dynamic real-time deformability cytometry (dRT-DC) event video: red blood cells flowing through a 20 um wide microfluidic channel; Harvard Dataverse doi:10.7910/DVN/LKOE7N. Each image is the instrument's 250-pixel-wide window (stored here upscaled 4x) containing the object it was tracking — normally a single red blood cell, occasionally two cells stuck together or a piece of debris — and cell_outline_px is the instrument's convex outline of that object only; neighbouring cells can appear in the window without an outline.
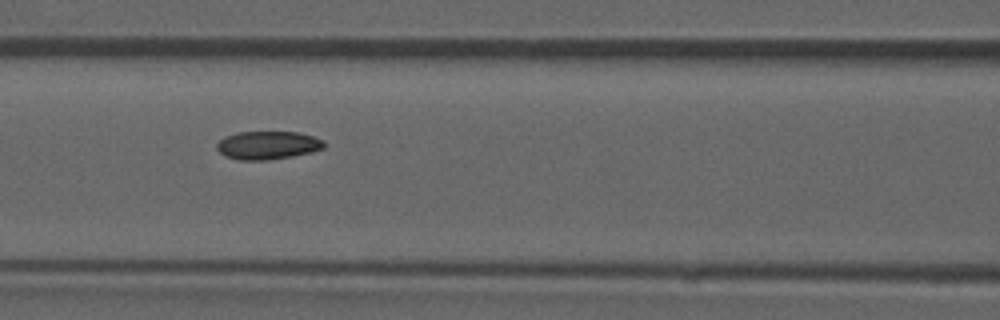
{"species": "common noctule bat (a hibernating species)", "species_latin": "Nyctalus noctula", "temperature_condition": "room temperature", "stored_images_in_passage": 53, "camera_frame_rate_fps": 3000, "um_per_image_px": 0.085, "animal": {"sex": "male", "forearm_length_mm": 52.5}, "frame": {"image": 1, "passage_image": 23, "time_ms": 7.333, "image_size_px": [1000, 320], "cell_outline_px": [[324, 148], [312, 152], [292, 156], [264, 160], [240, 160], [224, 156], [216, 148], [216, 144], [224, 136], [240, 132], [296, 132], [312, 136], [324, 140]], "centroid_in_image_um": [22.74, 12.34], "position_along_channel_um": 143.9, "area_um2": 17.57}, "authors_computed_cell_mechanics": {"area_um2": 17.629, "velocity_mm_per_s": 3.8917, "shape_relaxation_time_tau1_ms": 7.0865, "shape_relaxation_time_tau2_ms": 8.123, "deformation_change_tau1": 0.1413, "deformation_change_tau2": 0.1174}}